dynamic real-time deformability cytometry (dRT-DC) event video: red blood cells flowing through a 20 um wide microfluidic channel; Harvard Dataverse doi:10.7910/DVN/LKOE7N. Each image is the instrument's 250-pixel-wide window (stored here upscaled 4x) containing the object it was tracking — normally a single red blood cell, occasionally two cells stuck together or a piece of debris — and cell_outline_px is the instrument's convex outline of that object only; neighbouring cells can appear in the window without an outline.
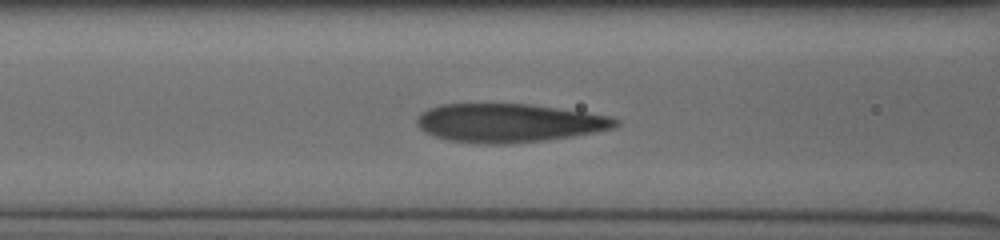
{"species": "human", "species_latin": "Homo sapiens", "temperature_condition": "cold", "stored_images_in_passage": 15, "segment_of_instrument_passage": [1, 2], "camera_frame_rate_fps": 3000, "um_per_image_px": 0.085, "donor": {"sex": "male"}, "frame": {"image": 1, "passage_image": 11, "time_ms": 3.333, "image_size_px": [1000, 240], "cell_outline_px": [[620, 124], [616, 128], [572, 136], [548, 140], [512, 144], [480, 144], [448, 140], [432, 136], [424, 132], [416, 124], [416, 120], [428, 108], [440, 104], [528, 104], [584, 112], [608, 116], [620, 120]], "centroid_in_image_um": [43.25, 10.46], "position_along_channel_um": 123.4, "area_um2": 44.8}}
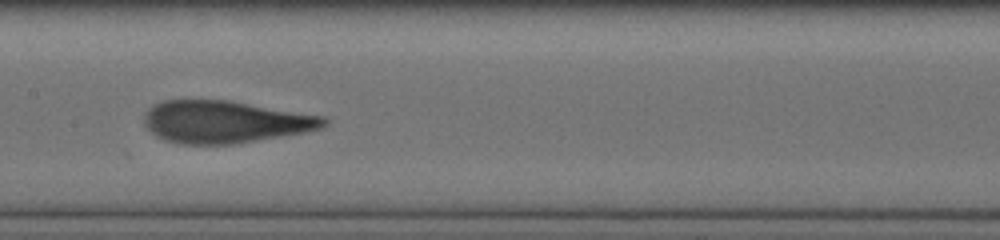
{"frame": {"image": 2, "passage_image": 13, "time_ms": 4.0, "image_size_px": [1000, 240], "cell_outline_px": [[328, 124], [320, 128], [304, 132], [232, 144], [180, 144], [164, 140], [156, 136], [144, 124], [144, 112], [152, 104], [164, 100], [228, 100], [324, 116], [328, 120]], "centroid_in_image_um": [19.08, 10.35], "position_along_channel_um": 188.3, "area_um2": 44.22}}